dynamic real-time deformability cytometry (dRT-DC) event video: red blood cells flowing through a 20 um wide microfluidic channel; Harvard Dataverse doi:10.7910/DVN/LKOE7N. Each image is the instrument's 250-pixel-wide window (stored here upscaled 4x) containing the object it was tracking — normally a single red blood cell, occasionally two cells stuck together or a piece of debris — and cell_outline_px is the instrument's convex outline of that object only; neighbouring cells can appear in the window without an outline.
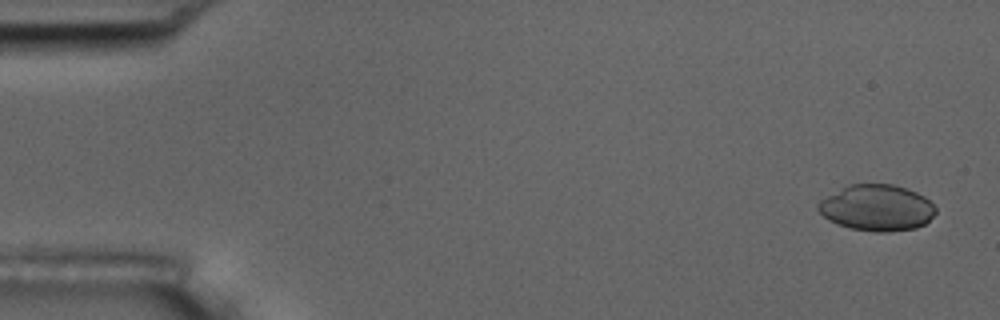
{"species": "common noctule bat (a hibernating species)", "species_latin": "Nyctalus noctula", "temperature_condition": "room temperature", "stored_images_in_passage": 5, "camera_frame_rate_fps": 3000, "um_per_image_px": 0.085, "animal": {"sex": "male", "body_mass_g": 17.5, "forearm_length_mm": 52.3}, "frame": {"image": 1, "passage_image": 1, "time_ms": 0.0, "image_size_px": [1000, 320], "cell_outline_px": [[936, 212], [924, 224], [916, 228], [888, 232], [876, 232], [852, 228], [836, 224], [824, 216], [816, 208], [816, 204], [820, 200], [848, 184], [892, 184], [916, 192], [924, 196], [936, 208]], "centroid_in_image_um": [74.51, 17.66], "position_along_channel_um": 10.5, "area_um2": 31.44}}